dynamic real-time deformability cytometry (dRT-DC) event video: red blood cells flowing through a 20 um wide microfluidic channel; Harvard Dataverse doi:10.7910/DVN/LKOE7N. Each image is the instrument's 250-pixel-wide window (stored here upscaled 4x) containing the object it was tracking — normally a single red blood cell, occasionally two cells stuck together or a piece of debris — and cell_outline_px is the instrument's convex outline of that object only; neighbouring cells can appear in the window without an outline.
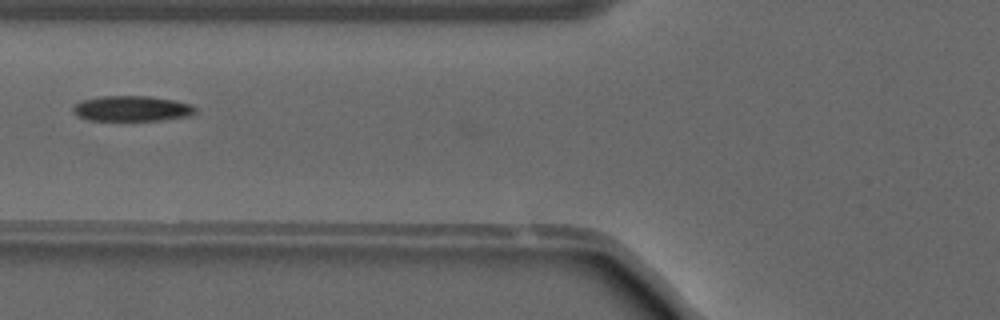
{"species": "common noctule bat (a hibernating species)", "species_latin": "Nyctalus noctula", "temperature_condition": "warm", "stored_images_in_passage": 42, "camera_frame_rate_fps": 3000, "um_per_image_px": 0.085, "animal": {"sex": "male", "forearm_length_mm": 52.5}, "frame": {"image": 1, "passage_image": 12, "time_ms": 3.667, "image_size_px": [1000, 320], "cell_outline_px": [[196, 112], [188, 116], [164, 120], [88, 120], [76, 116], [72, 112], [72, 108], [76, 104], [84, 100], [100, 96], [148, 96], [176, 100], [192, 104], [196, 108]], "centroid_in_image_um": [11.22, 9.23], "position_along_channel_um": 114.6, "area_um2": 18.21}}
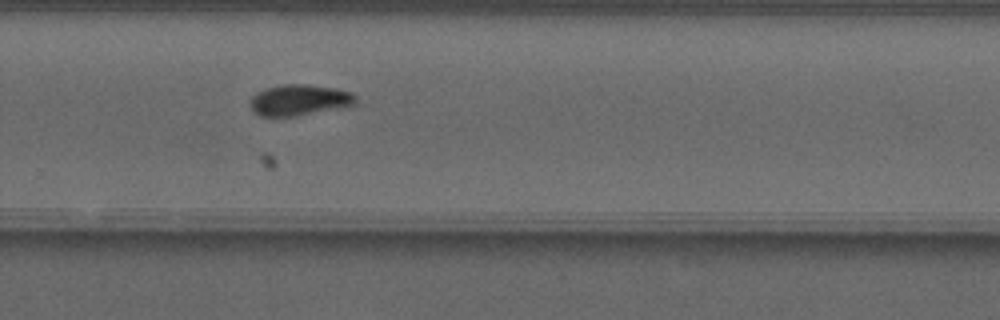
{"frame": {"image": 2, "passage_image": 26, "time_ms": 8.333, "image_size_px": [1000, 320], "cell_outline_px": [[356, 104], [296, 116], [260, 116], [252, 108], [252, 96], [256, 92], [264, 88], [276, 84], [304, 84], [336, 88], [352, 92], [356, 96]], "centroid_in_image_um": [25.44, 8.48], "position_along_channel_um": 304.4, "area_um2": 18.96}}
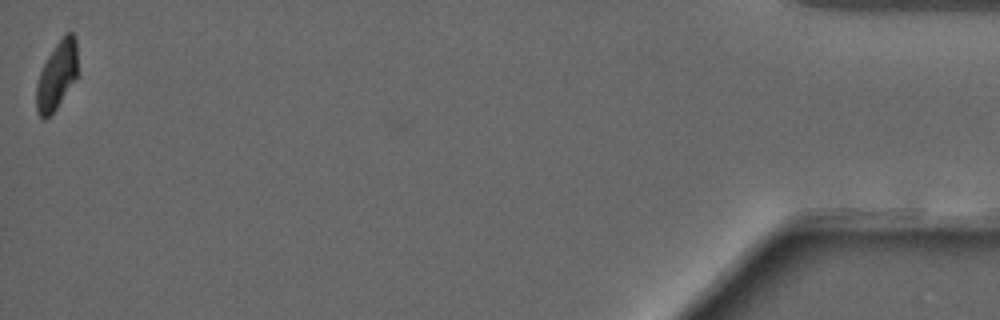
{"frame": {"image": 3, "passage_image": 42, "time_ms": 13.667, "image_size_px": [1000, 320], "cell_outline_px": [[76, 80], [56, 108], [44, 120], [36, 112], [36, 84], [40, 72], [48, 56], [64, 32], [72, 32], [76, 40]], "centroid_in_image_um": [4.81, 6.42], "position_along_channel_um": 430.4, "area_um2": 16.24}, "authors_computed_cell_mechanics": {"area_um2": 17.8313, "velocity_mm_per_s": 4.0781, "shape_relaxation_time_tau1_ms": 3.3778, "shape_relaxation_time_tau2_ms": 2.916, "deformation_change_tau1": 0.1248, "deformation_change_tau2": 0.0465}}